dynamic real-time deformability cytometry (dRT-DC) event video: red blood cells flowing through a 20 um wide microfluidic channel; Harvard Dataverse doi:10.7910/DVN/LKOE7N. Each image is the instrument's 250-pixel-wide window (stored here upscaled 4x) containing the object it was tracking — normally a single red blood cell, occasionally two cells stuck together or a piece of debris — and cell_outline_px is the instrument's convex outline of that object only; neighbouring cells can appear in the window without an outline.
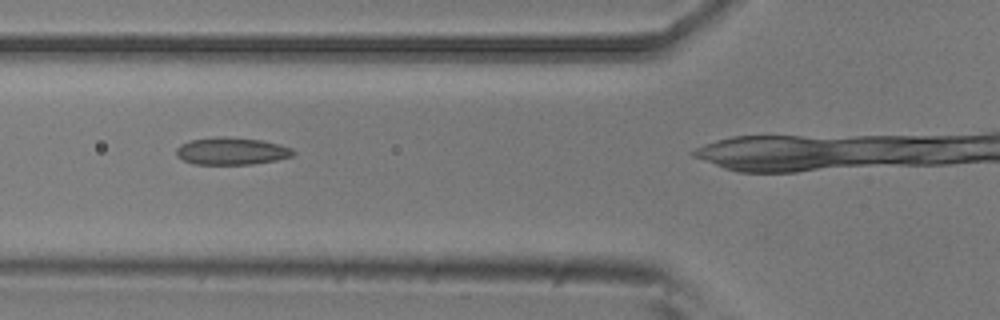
{"species": "common noctule bat (a hibernating species)", "species_latin": "Nyctalus noctula", "temperature_condition": "room temperature", "stored_images_in_passage": 4, "camera_frame_rate_fps": 3000, "um_per_image_px": 0.085, "animal": {"sex": "male", "body_mass_g": 20.5, "forearm_length_mm": 52.5}, "frame": {"image": 1, "passage_image": 3, "time_ms": 0.667, "image_size_px": [1000, 320], "cell_outline_px": [[296, 152], [292, 156], [276, 160], [252, 164], [192, 164], [176, 156], [176, 148], [180, 144], [192, 140], [220, 136], [224, 136], [260, 140], [280, 144], [292, 148]], "centroid_in_image_um": [19.68, 12.84], "position_along_channel_um": 106.1, "area_um2": 18.61}}